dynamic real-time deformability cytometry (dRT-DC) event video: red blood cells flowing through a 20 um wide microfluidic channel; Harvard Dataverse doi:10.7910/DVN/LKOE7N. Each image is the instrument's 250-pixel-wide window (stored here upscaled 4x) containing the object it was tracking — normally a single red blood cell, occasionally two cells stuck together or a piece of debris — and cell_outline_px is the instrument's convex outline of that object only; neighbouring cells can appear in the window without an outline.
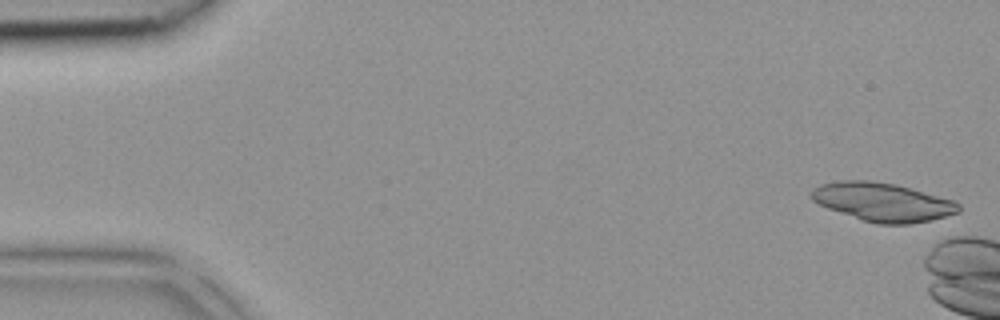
{"species": "common noctule bat (a hibernating species)", "species_latin": "Nyctalus noctula", "temperature_condition": "room temperature", "stored_images_in_passage": 4, "camera_frame_rate_fps": 3000, "um_per_image_px": 0.085, "animal": {"sex": "female", "body_mass_g": 18.4}, "frame": {"image": 1, "passage_image": 1, "time_ms": 0.0, "image_size_px": [1000, 320], "cell_outline_px": [[960, 212], [912, 224], [876, 224], [828, 208], [812, 200], [808, 196], [812, 188], [820, 184], [840, 180], [872, 180], [896, 184], [912, 188], [956, 200], [960, 204]], "centroid_in_image_um": [75.03, 17.15], "position_along_channel_um": 10.0, "area_um2": 33.29}}